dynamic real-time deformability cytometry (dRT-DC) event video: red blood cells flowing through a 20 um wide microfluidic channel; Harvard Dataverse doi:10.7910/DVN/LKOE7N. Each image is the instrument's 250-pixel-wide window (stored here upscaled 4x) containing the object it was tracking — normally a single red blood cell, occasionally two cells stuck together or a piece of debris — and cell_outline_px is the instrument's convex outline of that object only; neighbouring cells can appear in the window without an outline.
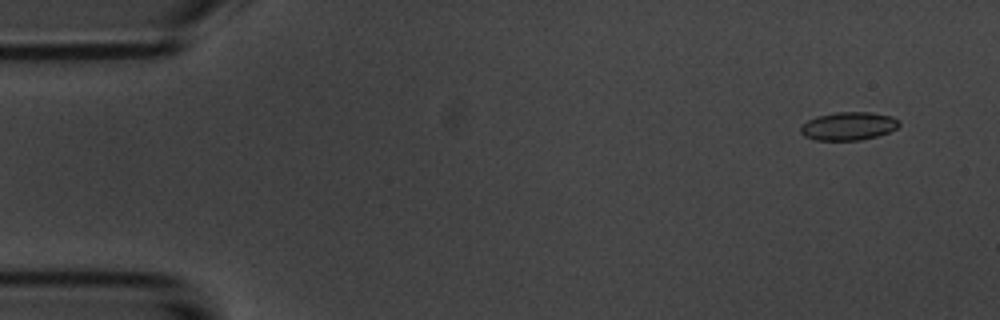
{"species": "common noctule bat (a hibernating species)", "species_latin": "Nyctalus noctula", "temperature_condition": "room temperature", "stored_images_in_passage": 5, "camera_frame_rate_fps": 3000, "um_per_image_px": 0.085, "animal": {"sex": "male", "body_mass_g": 20.1, "forearm_length_mm": 53.5}, "frame": {"image": 1, "passage_image": 1, "time_ms": 0.0, "image_size_px": [1000, 320], "cell_outline_px": [[900, 124], [896, 128], [888, 132], [876, 136], [860, 140], [816, 140], [804, 136], [800, 132], [800, 124], [816, 116], [836, 112], [868, 112], [892, 116], [900, 120]], "centroid_in_image_um": [72.09, 10.71], "position_along_channel_um": 12.9, "area_um2": 16.24}}